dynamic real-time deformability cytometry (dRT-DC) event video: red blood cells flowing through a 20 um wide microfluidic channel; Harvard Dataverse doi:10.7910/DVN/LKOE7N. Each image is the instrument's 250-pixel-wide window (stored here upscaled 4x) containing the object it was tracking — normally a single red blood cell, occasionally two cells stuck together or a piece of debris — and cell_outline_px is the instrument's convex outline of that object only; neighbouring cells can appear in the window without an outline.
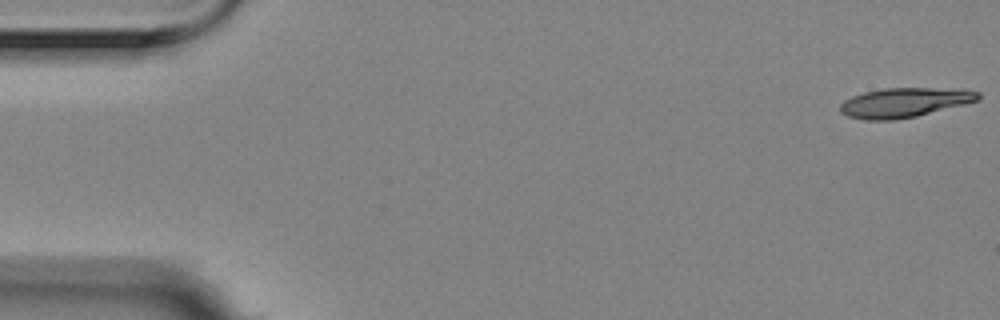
{"species": "Egyptian fruit bat (a non-hibernating species)", "species_latin": "Rousettus aegyptiacus", "temperature_condition": "room temperature", "stored_images_in_passage": 5, "camera_frame_rate_fps": 3000, "um_per_image_px": 0.085, "animal": {"sex": "female"}, "frame": {"image": 1, "passage_image": 1, "time_ms": 0.0, "image_size_px": [1000, 320], "cell_outline_px": [[980, 100], [916, 116], [896, 120], [864, 120], [848, 116], [840, 112], [840, 104], [844, 100], [852, 96], [864, 92], [884, 88], [964, 88], [980, 92]], "centroid_in_image_um": [76.9, 8.7], "position_along_channel_um": 8.1, "area_um2": 23.93}}
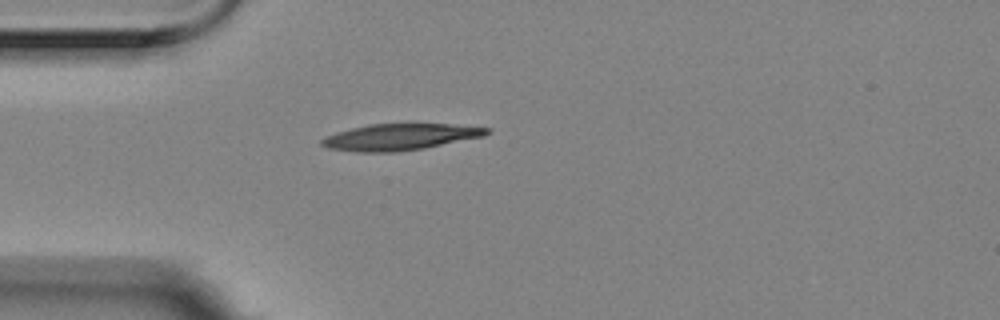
{"frame": {"image": 2, "passage_image": 5, "time_ms": 1.333, "image_size_px": [1000, 320], "cell_outline_px": [[492, 132], [484, 136], [424, 148], [396, 152], [356, 152], [328, 148], [320, 144], [320, 140], [324, 136], [336, 132], [368, 124], [416, 120], [492, 128]], "centroid_in_image_um": [34.05, 11.58], "position_along_channel_um": 50.9, "area_um2": 26.76}}